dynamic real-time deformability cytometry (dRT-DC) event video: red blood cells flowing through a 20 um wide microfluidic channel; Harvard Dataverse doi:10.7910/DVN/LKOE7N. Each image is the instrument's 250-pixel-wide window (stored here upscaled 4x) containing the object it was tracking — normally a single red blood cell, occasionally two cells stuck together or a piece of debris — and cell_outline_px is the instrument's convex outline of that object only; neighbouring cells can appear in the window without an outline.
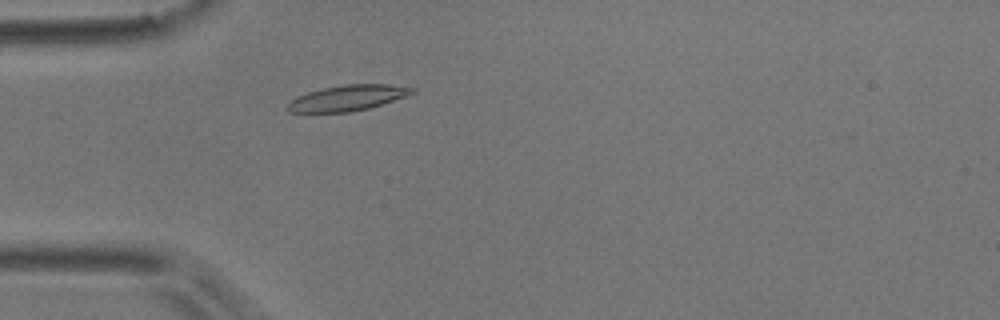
{"species": "common noctule bat (a hibernating species)", "species_latin": "Nyctalus noctula", "temperature_condition": "room temperature", "stored_images_in_passage": 48, "camera_frame_rate_fps": 3000, "um_per_image_px": 0.085, "animal": {"sex": "male", "body_mass_g": 17.9}, "frame": {"image": 1, "passage_image": 10, "time_ms": 3.0, "image_size_px": [1000, 320], "cell_outline_px": [[416, 92], [408, 96], [368, 108], [348, 112], [288, 112], [284, 108], [296, 96], [308, 92], [324, 88], [344, 84], [388, 84], [416, 88]], "centroid_in_image_um": [29.56, 8.32], "position_along_channel_um": 55.4, "area_um2": 18.61}}
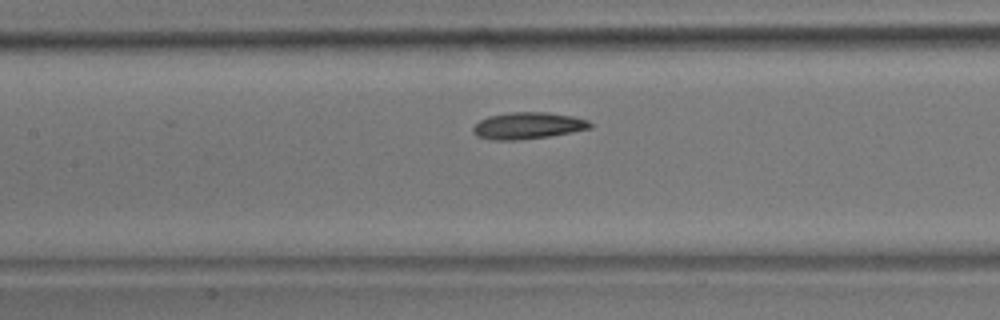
{"frame": {"image": 2, "passage_image": 19, "time_ms": 6.0, "image_size_px": [1000, 320], "cell_outline_px": [[592, 128], [572, 132], [548, 136], [520, 140], [492, 140], [476, 136], [472, 132], [472, 128], [480, 120], [488, 116], [508, 112], [548, 112], [572, 116], [588, 120], [592, 124]], "centroid_in_image_um": [44.85, 10.68], "position_along_channel_um": 162.5, "area_um2": 18.32}}
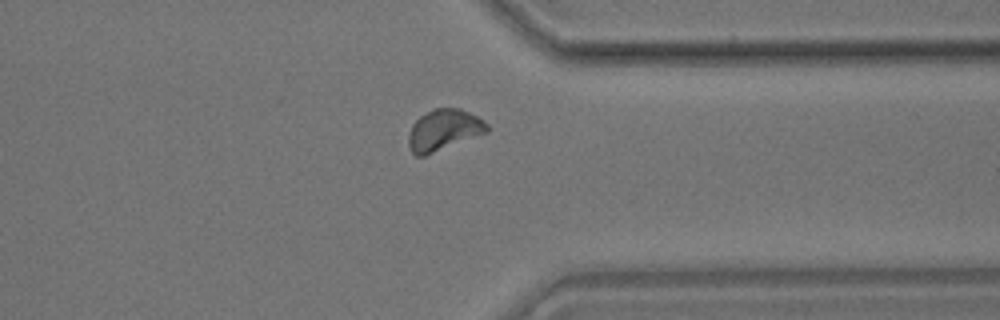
{"frame": {"image": 3, "passage_image": 36, "time_ms": 11.667, "image_size_px": [1000, 320], "cell_outline_px": [[488, 132], [424, 156], [416, 156], [412, 152], [408, 144], [408, 136], [412, 124], [420, 116], [432, 108], [460, 108], [484, 120], [488, 124]], "centroid_in_image_um": [37.71, 11.04], "position_along_channel_um": 373.7, "area_um2": 18.79}, "authors_computed_cell_mechanics": {"area_um2": 17.8891, "velocity_mm_per_s": 3.7752, "shape_relaxation_time_tau1_ms": 3.8667, "shape_relaxation_time_tau2_ms": 4.3582, "deformation_change_tau1": 0.1153, "deformation_change_tau2": 0.0596}}